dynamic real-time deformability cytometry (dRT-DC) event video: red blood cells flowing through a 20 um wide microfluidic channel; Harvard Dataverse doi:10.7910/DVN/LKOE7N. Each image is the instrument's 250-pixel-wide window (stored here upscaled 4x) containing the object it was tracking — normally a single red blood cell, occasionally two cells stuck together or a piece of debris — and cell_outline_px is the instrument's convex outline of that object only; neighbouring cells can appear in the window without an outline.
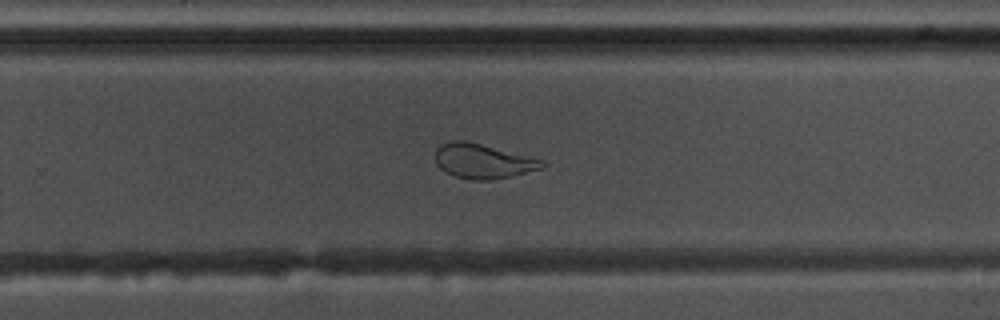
{"species": "common noctule bat (a hibernating species)", "species_latin": "Nyctalus noctula", "temperature_condition": "warm", "stored_images_in_passage": 46, "camera_frame_rate_fps": 3000, "um_per_image_px": 0.085, "animal": {"sex": "male", "body_mass_g": 17.5, "forearm_length_mm": 52.3}, "frame": {"image": 1, "passage_image": 27, "time_ms": 8.667, "image_size_px": [1000, 320], "cell_outline_px": [[548, 164], [544, 168], [512, 176], [492, 180], [472, 180], [456, 176], [444, 172], [436, 164], [436, 148], [440, 144], [452, 140], [464, 140], [532, 156], [544, 160]], "centroid_in_image_um": [41.09, 13.69], "position_along_channel_um": 288.7, "area_um2": 21.91}}
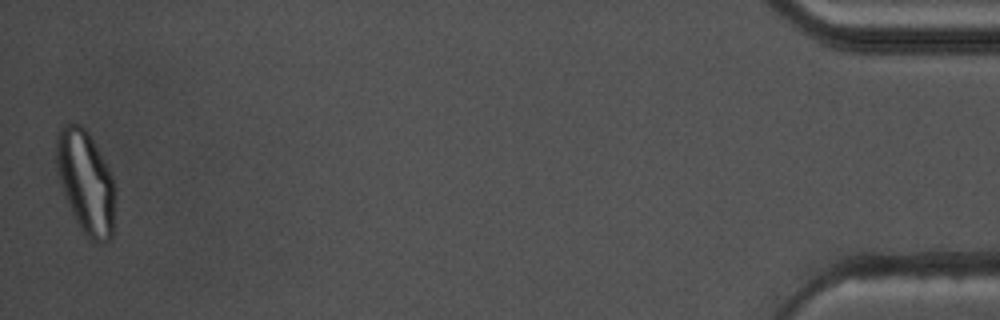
{"frame": {"image": 2, "passage_image": 46, "time_ms": 15.0, "image_size_px": [1000, 320], "cell_outline_px": [[112, 236], [108, 240], [100, 244], [92, 240], [84, 232], [76, 220], [68, 204], [60, 180], [56, 160], [56, 132], [60, 124], [80, 124], [88, 132], [108, 168], [112, 176]], "centroid_in_image_um": [7.24, 15.41], "position_along_channel_um": 428.0, "area_um2": 34.16}, "authors_computed_cell_mechanics": {"area_um2": 25.4609, "velocity_mm_per_s": 3.6437, "shape_relaxation_time_tau1_ms": null, "shape_relaxation_time_tau2_ms": 0.6797, "deformation_change_tau1": null, "deformation_change_tau2": 0.0652}}